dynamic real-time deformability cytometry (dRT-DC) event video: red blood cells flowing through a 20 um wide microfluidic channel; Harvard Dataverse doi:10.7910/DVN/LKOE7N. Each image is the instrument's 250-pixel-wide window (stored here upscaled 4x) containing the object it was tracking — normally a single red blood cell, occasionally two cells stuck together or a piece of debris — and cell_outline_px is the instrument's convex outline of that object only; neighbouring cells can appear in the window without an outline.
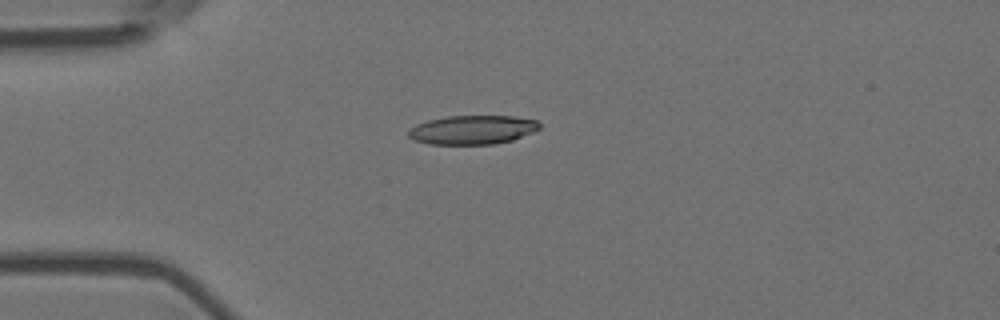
{"species": "Egyptian fruit bat (a non-hibernating species)", "species_latin": "Rousettus aegyptiacus", "temperature_condition": "room temperature", "stored_images_in_passage": 56, "camera_frame_rate_fps": 3000, "um_per_image_px": 0.085, "animal": {"sex": "female"}, "frame": {"image": 1, "passage_image": 15, "time_ms": 4.667, "image_size_px": [1000, 320], "cell_outline_px": [[540, 128], [532, 132], [512, 140], [492, 144], [432, 144], [416, 140], [408, 136], [408, 132], [416, 124], [428, 120], [448, 116], [512, 116], [536, 120], [540, 124]], "centroid_in_image_um": [40.17, 11.03], "position_along_channel_um": 44.8, "area_um2": 21.85}}
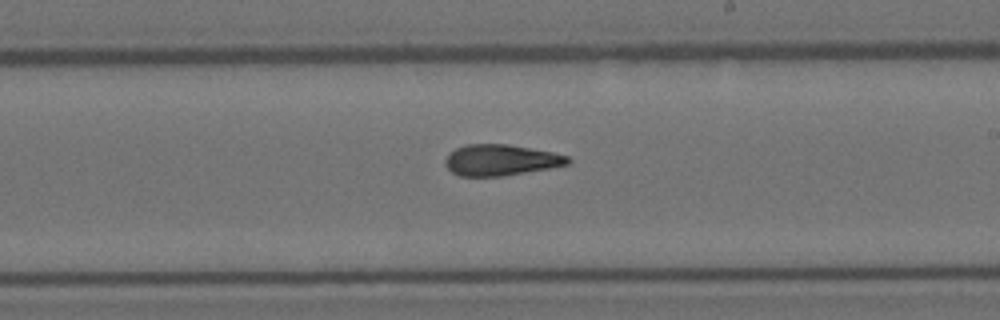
{"frame": {"image": 2, "passage_image": 33, "time_ms": 10.667, "image_size_px": [1000, 320], "cell_outline_px": [[572, 160], [568, 164], [548, 168], [504, 176], [460, 176], [452, 172], [444, 164], [444, 160], [448, 152], [464, 144], [508, 144], [552, 152], [568, 156]], "centroid_in_image_um": [42.52, 13.6], "position_along_channel_um": 246.5, "area_um2": 22.25}}
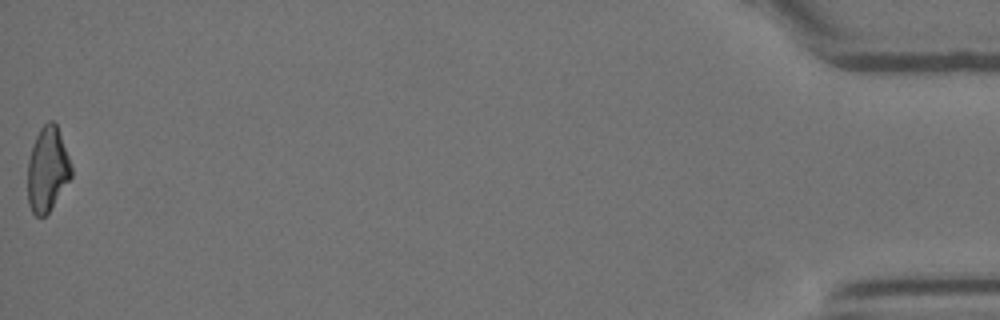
{"frame": {"image": 3, "passage_image": 56, "time_ms": 18.333, "image_size_px": [1000, 320], "cell_outline_px": [[72, 176], [48, 212], [44, 216], [36, 216], [32, 212], [28, 204], [28, 160], [36, 136], [40, 128], [48, 120], [52, 120], [56, 124], [68, 156], [72, 168]], "centroid_in_image_um": [4.02, 14.4], "position_along_channel_um": 431.2, "area_um2": 21.15}, "authors_computed_cell_mechanics": {"area_um2": 22.1952, "velocity_mm_per_s": 3.6904, "shape_relaxation_time_tau1_ms": null, "shape_relaxation_time_tau2_ms": 3.3978, "deformation_change_tau1": null, "deformation_change_tau2": 0.1176}}